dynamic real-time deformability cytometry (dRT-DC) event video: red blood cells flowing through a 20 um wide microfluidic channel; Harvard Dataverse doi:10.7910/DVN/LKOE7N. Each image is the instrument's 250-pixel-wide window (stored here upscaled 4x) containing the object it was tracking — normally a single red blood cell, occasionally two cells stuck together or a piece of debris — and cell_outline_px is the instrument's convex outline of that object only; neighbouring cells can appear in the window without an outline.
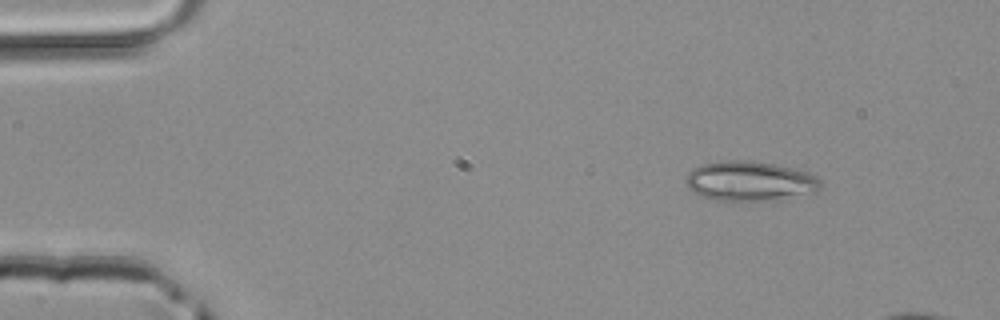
{"species": "common noctule bat (a hibernating species)", "species_latin": "Nyctalus noctula", "temperature_condition": "room temperature", "stored_images_in_passage": 11, "camera_frame_rate_fps": 3000, "um_per_image_px": 0.085, "animal": {"sex": "male", "body_mass_g": 20.4}, "frame": {"image": 1, "passage_image": 2, "time_ms": 0.333, "image_size_px": [1000, 320], "cell_outline_px": [[824, 184], [820, 188], [776, 200], [720, 200], [704, 196], [692, 192], [684, 184], [684, 176], [692, 168], [700, 164], [720, 160], [752, 160], [792, 168], [808, 172], [816, 176]], "centroid_in_image_um": [63.64, 15.36], "position_along_channel_um": 21.4, "area_um2": 31.1}}